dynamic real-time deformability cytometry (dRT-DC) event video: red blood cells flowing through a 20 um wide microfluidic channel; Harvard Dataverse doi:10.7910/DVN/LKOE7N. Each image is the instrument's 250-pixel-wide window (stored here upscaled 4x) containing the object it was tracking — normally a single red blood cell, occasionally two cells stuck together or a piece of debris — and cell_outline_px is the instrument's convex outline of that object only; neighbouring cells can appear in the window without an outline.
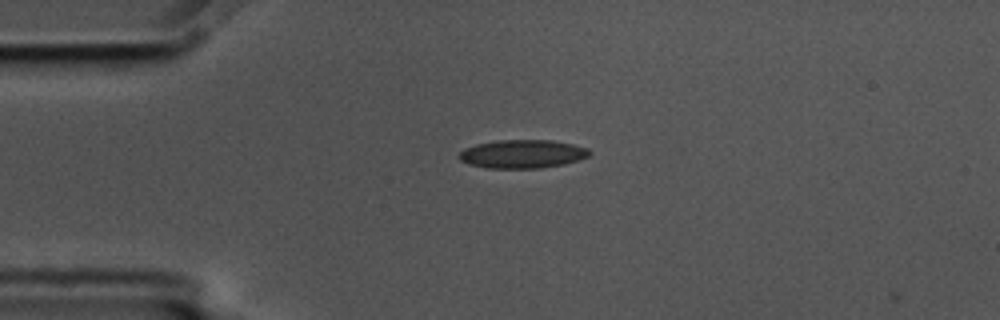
{"species": "common noctule bat (a hibernating species)", "species_latin": "Nyctalus noctula", "temperature_condition": "cold", "stored_images_in_passage": 2, "camera_frame_rate_fps": 3000, "um_per_image_px": 0.085, "animal": {"sex": "male", "body_mass_g": 17.5, "forearm_length_mm": 52.3}, "frame": {"image": 1, "passage_image": 1, "time_ms": 0.0, "image_size_px": [1000, 320], "cell_outline_px": [[592, 152], [588, 156], [564, 164], [540, 168], [488, 168], [468, 164], [460, 160], [456, 156], [464, 148], [476, 144], [496, 140], [552, 140], [572, 144], [588, 148]], "centroid_in_image_um": [44.37, 13.08], "position_along_channel_um": 40.6, "area_um2": 21.68}}